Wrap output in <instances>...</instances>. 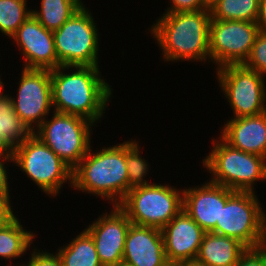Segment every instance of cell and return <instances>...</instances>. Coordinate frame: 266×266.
<instances>
[{
	"label": "cell",
	"mask_w": 266,
	"mask_h": 266,
	"mask_svg": "<svg viewBox=\"0 0 266 266\" xmlns=\"http://www.w3.org/2000/svg\"><path fill=\"white\" fill-rule=\"evenodd\" d=\"M161 232L169 264L196 259L206 233L184 209Z\"/></svg>",
	"instance_id": "16"
},
{
	"label": "cell",
	"mask_w": 266,
	"mask_h": 266,
	"mask_svg": "<svg viewBox=\"0 0 266 266\" xmlns=\"http://www.w3.org/2000/svg\"><path fill=\"white\" fill-rule=\"evenodd\" d=\"M11 209L10 198L0 197V228L8 225L16 218Z\"/></svg>",
	"instance_id": "32"
},
{
	"label": "cell",
	"mask_w": 266,
	"mask_h": 266,
	"mask_svg": "<svg viewBox=\"0 0 266 266\" xmlns=\"http://www.w3.org/2000/svg\"><path fill=\"white\" fill-rule=\"evenodd\" d=\"M172 5L165 13L200 11L205 9L204 0H170Z\"/></svg>",
	"instance_id": "30"
},
{
	"label": "cell",
	"mask_w": 266,
	"mask_h": 266,
	"mask_svg": "<svg viewBox=\"0 0 266 266\" xmlns=\"http://www.w3.org/2000/svg\"><path fill=\"white\" fill-rule=\"evenodd\" d=\"M93 16L83 5L53 32L59 66H98L99 34Z\"/></svg>",
	"instance_id": "7"
},
{
	"label": "cell",
	"mask_w": 266,
	"mask_h": 266,
	"mask_svg": "<svg viewBox=\"0 0 266 266\" xmlns=\"http://www.w3.org/2000/svg\"><path fill=\"white\" fill-rule=\"evenodd\" d=\"M101 216L85 230L94 240L102 266H112L123 260L125 238L132 223L118 206Z\"/></svg>",
	"instance_id": "13"
},
{
	"label": "cell",
	"mask_w": 266,
	"mask_h": 266,
	"mask_svg": "<svg viewBox=\"0 0 266 266\" xmlns=\"http://www.w3.org/2000/svg\"><path fill=\"white\" fill-rule=\"evenodd\" d=\"M259 247L266 252V214H263L262 237Z\"/></svg>",
	"instance_id": "34"
},
{
	"label": "cell",
	"mask_w": 266,
	"mask_h": 266,
	"mask_svg": "<svg viewBox=\"0 0 266 266\" xmlns=\"http://www.w3.org/2000/svg\"><path fill=\"white\" fill-rule=\"evenodd\" d=\"M21 47L26 69L53 70L59 66L53 32L31 14L11 37Z\"/></svg>",
	"instance_id": "14"
},
{
	"label": "cell",
	"mask_w": 266,
	"mask_h": 266,
	"mask_svg": "<svg viewBox=\"0 0 266 266\" xmlns=\"http://www.w3.org/2000/svg\"><path fill=\"white\" fill-rule=\"evenodd\" d=\"M234 266H266V252L260 247L247 248Z\"/></svg>",
	"instance_id": "28"
},
{
	"label": "cell",
	"mask_w": 266,
	"mask_h": 266,
	"mask_svg": "<svg viewBox=\"0 0 266 266\" xmlns=\"http://www.w3.org/2000/svg\"><path fill=\"white\" fill-rule=\"evenodd\" d=\"M254 192L233 191L221 206L220 223L211 233L237 239L247 248L260 246L263 210Z\"/></svg>",
	"instance_id": "9"
},
{
	"label": "cell",
	"mask_w": 266,
	"mask_h": 266,
	"mask_svg": "<svg viewBox=\"0 0 266 266\" xmlns=\"http://www.w3.org/2000/svg\"><path fill=\"white\" fill-rule=\"evenodd\" d=\"M112 266H133L125 261H120L119 263L115 264V265H112Z\"/></svg>",
	"instance_id": "38"
},
{
	"label": "cell",
	"mask_w": 266,
	"mask_h": 266,
	"mask_svg": "<svg viewBox=\"0 0 266 266\" xmlns=\"http://www.w3.org/2000/svg\"><path fill=\"white\" fill-rule=\"evenodd\" d=\"M21 75L17 99L12 101L20 120L35 132L51 110V70L23 68ZM32 123L38 125L36 129Z\"/></svg>",
	"instance_id": "12"
},
{
	"label": "cell",
	"mask_w": 266,
	"mask_h": 266,
	"mask_svg": "<svg viewBox=\"0 0 266 266\" xmlns=\"http://www.w3.org/2000/svg\"><path fill=\"white\" fill-rule=\"evenodd\" d=\"M246 250L235 238L206 232L196 260L206 266H234Z\"/></svg>",
	"instance_id": "19"
},
{
	"label": "cell",
	"mask_w": 266,
	"mask_h": 266,
	"mask_svg": "<svg viewBox=\"0 0 266 266\" xmlns=\"http://www.w3.org/2000/svg\"><path fill=\"white\" fill-rule=\"evenodd\" d=\"M244 66L255 70L262 76L266 75V34L259 32L256 36L251 52L243 63Z\"/></svg>",
	"instance_id": "27"
},
{
	"label": "cell",
	"mask_w": 266,
	"mask_h": 266,
	"mask_svg": "<svg viewBox=\"0 0 266 266\" xmlns=\"http://www.w3.org/2000/svg\"><path fill=\"white\" fill-rule=\"evenodd\" d=\"M220 140L213 141V150L203 160V165L213 174L211 182L233 191L254 192L255 181L266 180V158L246 153L222 138Z\"/></svg>",
	"instance_id": "4"
},
{
	"label": "cell",
	"mask_w": 266,
	"mask_h": 266,
	"mask_svg": "<svg viewBox=\"0 0 266 266\" xmlns=\"http://www.w3.org/2000/svg\"><path fill=\"white\" fill-rule=\"evenodd\" d=\"M260 0H221L212 10L211 19L256 22Z\"/></svg>",
	"instance_id": "24"
},
{
	"label": "cell",
	"mask_w": 266,
	"mask_h": 266,
	"mask_svg": "<svg viewBox=\"0 0 266 266\" xmlns=\"http://www.w3.org/2000/svg\"><path fill=\"white\" fill-rule=\"evenodd\" d=\"M91 147L72 171V186L82 192L113 200L118 206L129 192L126 142L102 148L95 154Z\"/></svg>",
	"instance_id": "3"
},
{
	"label": "cell",
	"mask_w": 266,
	"mask_h": 266,
	"mask_svg": "<svg viewBox=\"0 0 266 266\" xmlns=\"http://www.w3.org/2000/svg\"><path fill=\"white\" fill-rule=\"evenodd\" d=\"M211 11L165 13L151 27L163 58L169 61L201 60L210 58L209 28Z\"/></svg>",
	"instance_id": "2"
},
{
	"label": "cell",
	"mask_w": 266,
	"mask_h": 266,
	"mask_svg": "<svg viewBox=\"0 0 266 266\" xmlns=\"http://www.w3.org/2000/svg\"><path fill=\"white\" fill-rule=\"evenodd\" d=\"M123 261L133 266H170L161 229L131 224L125 238Z\"/></svg>",
	"instance_id": "17"
},
{
	"label": "cell",
	"mask_w": 266,
	"mask_h": 266,
	"mask_svg": "<svg viewBox=\"0 0 266 266\" xmlns=\"http://www.w3.org/2000/svg\"><path fill=\"white\" fill-rule=\"evenodd\" d=\"M183 195L169 185L148 184L131 188L118 207L132 224L162 229L181 210Z\"/></svg>",
	"instance_id": "5"
},
{
	"label": "cell",
	"mask_w": 266,
	"mask_h": 266,
	"mask_svg": "<svg viewBox=\"0 0 266 266\" xmlns=\"http://www.w3.org/2000/svg\"><path fill=\"white\" fill-rule=\"evenodd\" d=\"M138 142L130 140L126 142V166L128 174L129 190L134 187L148 185L144 180L148 172L147 162L140 157Z\"/></svg>",
	"instance_id": "26"
},
{
	"label": "cell",
	"mask_w": 266,
	"mask_h": 266,
	"mask_svg": "<svg viewBox=\"0 0 266 266\" xmlns=\"http://www.w3.org/2000/svg\"><path fill=\"white\" fill-rule=\"evenodd\" d=\"M259 32L256 22L211 19L210 59L218 68L229 64H243Z\"/></svg>",
	"instance_id": "11"
},
{
	"label": "cell",
	"mask_w": 266,
	"mask_h": 266,
	"mask_svg": "<svg viewBox=\"0 0 266 266\" xmlns=\"http://www.w3.org/2000/svg\"><path fill=\"white\" fill-rule=\"evenodd\" d=\"M11 152L13 163L48 195H57L65 181L72 185L73 170L33 133Z\"/></svg>",
	"instance_id": "6"
},
{
	"label": "cell",
	"mask_w": 266,
	"mask_h": 266,
	"mask_svg": "<svg viewBox=\"0 0 266 266\" xmlns=\"http://www.w3.org/2000/svg\"><path fill=\"white\" fill-rule=\"evenodd\" d=\"M0 197H10L9 187H8V176L4 163L1 162L2 158L4 161L8 162L11 160L13 162L12 152H2L0 151Z\"/></svg>",
	"instance_id": "31"
},
{
	"label": "cell",
	"mask_w": 266,
	"mask_h": 266,
	"mask_svg": "<svg viewBox=\"0 0 266 266\" xmlns=\"http://www.w3.org/2000/svg\"><path fill=\"white\" fill-rule=\"evenodd\" d=\"M3 85H4V84H3V82H2L1 79H0V94H2L1 92H2V89L4 88Z\"/></svg>",
	"instance_id": "39"
},
{
	"label": "cell",
	"mask_w": 266,
	"mask_h": 266,
	"mask_svg": "<svg viewBox=\"0 0 266 266\" xmlns=\"http://www.w3.org/2000/svg\"><path fill=\"white\" fill-rule=\"evenodd\" d=\"M0 132L12 147L20 144L33 133L15 112L12 97L3 93L0 94Z\"/></svg>",
	"instance_id": "22"
},
{
	"label": "cell",
	"mask_w": 266,
	"mask_h": 266,
	"mask_svg": "<svg viewBox=\"0 0 266 266\" xmlns=\"http://www.w3.org/2000/svg\"><path fill=\"white\" fill-rule=\"evenodd\" d=\"M12 146L1 136L0 132V151L2 152H11Z\"/></svg>",
	"instance_id": "36"
},
{
	"label": "cell",
	"mask_w": 266,
	"mask_h": 266,
	"mask_svg": "<svg viewBox=\"0 0 266 266\" xmlns=\"http://www.w3.org/2000/svg\"><path fill=\"white\" fill-rule=\"evenodd\" d=\"M31 11L26 8V0H0V31L11 38Z\"/></svg>",
	"instance_id": "25"
},
{
	"label": "cell",
	"mask_w": 266,
	"mask_h": 266,
	"mask_svg": "<svg viewBox=\"0 0 266 266\" xmlns=\"http://www.w3.org/2000/svg\"><path fill=\"white\" fill-rule=\"evenodd\" d=\"M221 0H204L205 9L211 11Z\"/></svg>",
	"instance_id": "37"
},
{
	"label": "cell",
	"mask_w": 266,
	"mask_h": 266,
	"mask_svg": "<svg viewBox=\"0 0 266 266\" xmlns=\"http://www.w3.org/2000/svg\"><path fill=\"white\" fill-rule=\"evenodd\" d=\"M40 11L31 14L49 31L58 30L84 4L80 0H41Z\"/></svg>",
	"instance_id": "21"
},
{
	"label": "cell",
	"mask_w": 266,
	"mask_h": 266,
	"mask_svg": "<svg viewBox=\"0 0 266 266\" xmlns=\"http://www.w3.org/2000/svg\"><path fill=\"white\" fill-rule=\"evenodd\" d=\"M92 124L84 117L54 111L52 119H45L33 134L73 170L91 147Z\"/></svg>",
	"instance_id": "8"
},
{
	"label": "cell",
	"mask_w": 266,
	"mask_h": 266,
	"mask_svg": "<svg viewBox=\"0 0 266 266\" xmlns=\"http://www.w3.org/2000/svg\"><path fill=\"white\" fill-rule=\"evenodd\" d=\"M217 70L219 86L228 98L234 118L256 116L266 112L264 76L243 64L224 65Z\"/></svg>",
	"instance_id": "10"
},
{
	"label": "cell",
	"mask_w": 266,
	"mask_h": 266,
	"mask_svg": "<svg viewBox=\"0 0 266 266\" xmlns=\"http://www.w3.org/2000/svg\"><path fill=\"white\" fill-rule=\"evenodd\" d=\"M170 266H206V265L199 263L196 259H194V260L176 262L170 264Z\"/></svg>",
	"instance_id": "35"
},
{
	"label": "cell",
	"mask_w": 266,
	"mask_h": 266,
	"mask_svg": "<svg viewBox=\"0 0 266 266\" xmlns=\"http://www.w3.org/2000/svg\"><path fill=\"white\" fill-rule=\"evenodd\" d=\"M62 266L61 260L58 257L57 253L51 254L45 251H34L31 255V259L28 262V265L23 264V266ZM22 266V265H19Z\"/></svg>",
	"instance_id": "29"
},
{
	"label": "cell",
	"mask_w": 266,
	"mask_h": 266,
	"mask_svg": "<svg viewBox=\"0 0 266 266\" xmlns=\"http://www.w3.org/2000/svg\"><path fill=\"white\" fill-rule=\"evenodd\" d=\"M33 232L23 229L16 217L8 225L0 228V257L14 259L20 257L32 244Z\"/></svg>",
	"instance_id": "23"
},
{
	"label": "cell",
	"mask_w": 266,
	"mask_h": 266,
	"mask_svg": "<svg viewBox=\"0 0 266 266\" xmlns=\"http://www.w3.org/2000/svg\"><path fill=\"white\" fill-rule=\"evenodd\" d=\"M259 31L266 34V0L259 1V10L256 21Z\"/></svg>",
	"instance_id": "33"
},
{
	"label": "cell",
	"mask_w": 266,
	"mask_h": 266,
	"mask_svg": "<svg viewBox=\"0 0 266 266\" xmlns=\"http://www.w3.org/2000/svg\"><path fill=\"white\" fill-rule=\"evenodd\" d=\"M62 266H102L91 235L84 229L57 253Z\"/></svg>",
	"instance_id": "20"
},
{
	"label": "cell",
	"mask_w": 266,
	"mask_h": 266,
	"mask_svg": "<svg viewBox=\"0 0 266 266\" xmlns=\"http://www.w3.org/2000/svg\"><path fill=\"white\" fill-rule=\"evenodd\" d=\"M233 192L225 186L207 182L198 188L181 190L182 209L205 231L211 232L220 223L221 206Z\"/></svg>",
	"instance_id": "15"
},
{
	"label": "cell",
	"mask_w": 266,
	"mask_h": 266,
	"mask_svg": "<svg viewBox=\"0 0 266 266\" xmlns=\"http://www.w3.org/2000/svg\"><path fill=\"white\" fill-rule=\"evenodd\" d=\"M70 68L76 71L63 72ZM99 73V67L93 66H58L51 70L54 111L78 115L96 123L105 113L112 95L110 86Z\"/></svg>",
	"instance_id": "1"
},
{
	"label": "cell",
	"mask_w": 266,
	"mask_h": 266,
	"mask_svg": "<svg viewBox=\"0 0 266 266\" xmlns=\"http://www.w3.org/2000/svg\"><path fill=\"white\" fill-rule=\"evenodd\" d=\"M222 130L221 138L230 146L266 158V112L233 118Z\"/></svg>",
	"instance_id": "18"
}]
</instances>
